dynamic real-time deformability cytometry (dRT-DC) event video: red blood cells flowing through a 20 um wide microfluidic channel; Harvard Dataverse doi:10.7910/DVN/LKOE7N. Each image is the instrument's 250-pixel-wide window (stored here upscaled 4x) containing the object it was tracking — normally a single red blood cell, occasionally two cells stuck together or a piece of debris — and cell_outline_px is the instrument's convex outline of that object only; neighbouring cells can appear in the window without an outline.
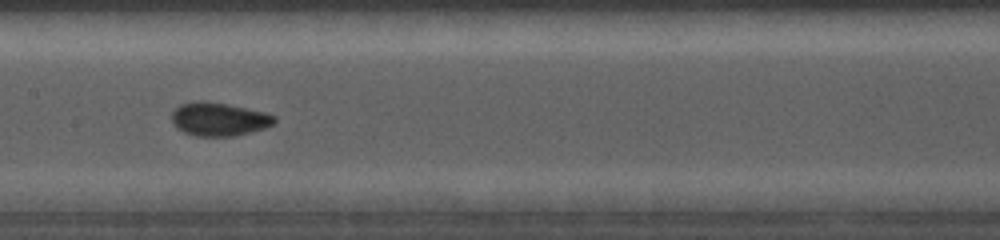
{"species": "common noctule bat (a hibernating species)", "species_latin": "Nyctalus noctula", "temperature_condition": "cold", "stored_images_in_passage": 9, "camera_frame_rate_fps": 5000, "um_per_image_px": 0.085, "animal": {"sex": "female", "body_mass_g": 19.0, "forearm_length_mm": 56.7}, "frame": {"image": 1, "passage_image": 7, "time_ms": 4.6, "image_size_px": [1000, 240], "cell_outline_px": [[276, 120], [272, 124], [264, 128], [236, 136], [196, 136], [184, 132], [176, 128], [172, 120], [172, 112], [180, 104], [200, 100], [204, 100], [228, 104], [264, 112], [276, 116]], "centroid_in_image_um": [18.59, 10.12], "position_along_channel_um": 188.8, "area_um2": 20.0}}
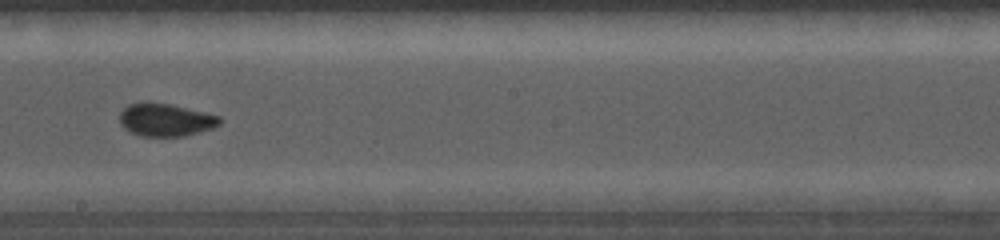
{"frame": {"image": 2, "passage_image": 8, "time_ms": 5.6, "image_size_px": [1000, 240], "cell_outline_px": [[224, 120], [220, 124], [212, 128], [200, 132], [184, 136], [140, 136], [128, 132], [120, 124], [120, 112], [128, 104], [148, 100], [172, 104], [220, 116]], "centroid_in_image_um": [14.06, 10.17], "position_along_channel_um": 234.1, "area_um2": 19.59}}